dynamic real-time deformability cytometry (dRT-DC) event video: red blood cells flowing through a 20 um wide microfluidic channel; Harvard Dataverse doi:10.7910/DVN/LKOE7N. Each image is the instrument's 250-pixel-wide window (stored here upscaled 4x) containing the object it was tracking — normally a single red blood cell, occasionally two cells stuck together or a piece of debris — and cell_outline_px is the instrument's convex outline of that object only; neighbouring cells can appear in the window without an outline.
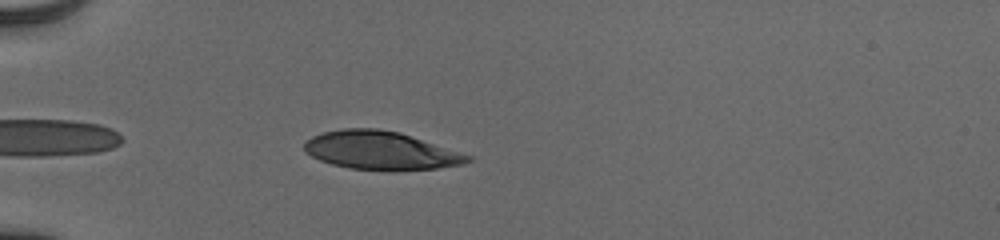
{"species": "human", "species_latin": "Homo sapiens", "temperature_condition": "cold", "stored_images_in_passage": 36, "camera_frame_rate_fps": 3000, "um_per_image_px": 0.085, "donor": {"sex": "male"}, "frame": {"image": 1, "passage_image": 3, "time_ms": 0.667, "image_size_px": [1000, 240], "cell_outline_px": [[472, 160], [464, 164], [436, 168], [348, 168], [332, 164], [320, 160], [304, 152], [304, 144], [312, 136], [324, 132], [344, 128], [380, 128], [400, 132], [472, 156]], "centroid_in_image_um": [32.33, 12.75], "position_along_channel_um": 52.7, "area_um2": 35.55}}
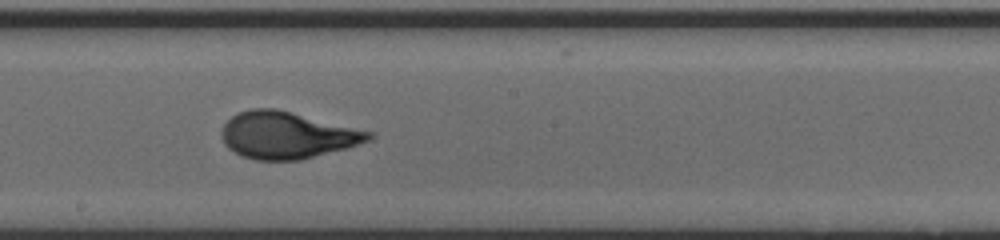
{"frame": {"image": 2, "passage_image": 18, "time_ms": 5.667, "image_size_px": [1000, 240], "cell_outline_px": [[372, 140], [348, 148], [300, 160], [256, 160], [240, 156], [228, 148], [224, 144], [220, 136], [220, 132], [224, 124], [236, 112], [252, 108], [276, 108], [372, 132]], "centroid_in_image_um": [24.36, 11.49], "position_along_channel_um": 223.8, "area_um2": 40.34}}
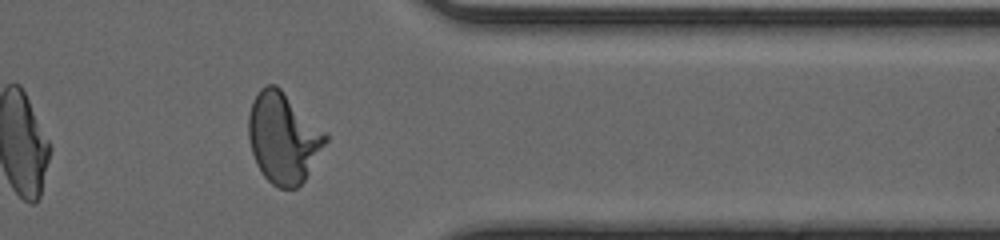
{"frame": {"image": 3, "passage_image": 31, "time_ms": 10.0, "image_size_px": [1000, 240], "cell_outline_px": [[328, 140], [304, 180], [296, 188], [280, 188], [272, 184], [264, 176], [256, 164], [252, 152], [248, 136], [248, 116], [252, 100], [260, 88], [268, 84], [276, 84], [328, 132]], "centroid_in_image_um": [24.08, 11.68], "position_along_channel_um": 387.3, "area_um2": 40.86}, "authors_computed_cell_mechanics": {"area_um2": 38.6682, "velocity_mm_per_s": 3.9096, "shape_relaxation_time_tau1_ms": 5.4553, "shape_relaxation_time_tau2_ms": null, "deformation_change_tau1": 0.2286, "deformation_change_tau2": null}}